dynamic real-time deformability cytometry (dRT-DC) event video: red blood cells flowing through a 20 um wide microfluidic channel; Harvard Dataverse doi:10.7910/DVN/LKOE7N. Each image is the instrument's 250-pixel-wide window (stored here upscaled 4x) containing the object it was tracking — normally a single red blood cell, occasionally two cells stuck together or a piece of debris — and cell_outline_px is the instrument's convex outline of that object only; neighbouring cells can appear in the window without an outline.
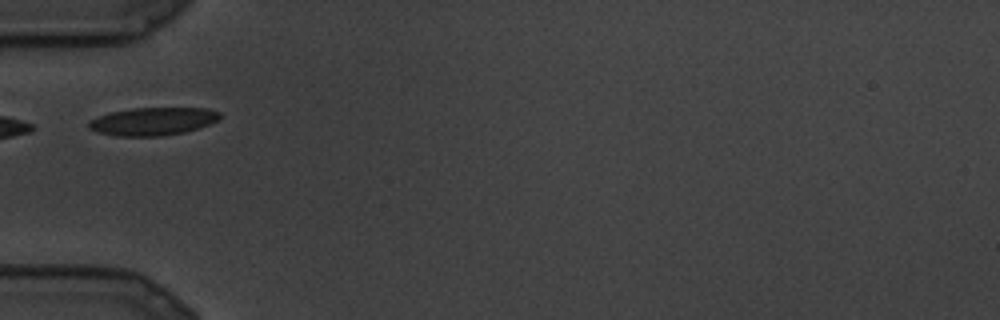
{"species": "common noctule bat (a hibernating species)", "species_latin": "Nyctalus noctula", "temperature_condition": "cold", "stored_images_in_passage": 22, "camera_frame_rate_fps": 3000, "um_per_image_px": 0.085, "animal": {"sex": "male", "body_mass_g": 19.5, "forearm_length_mm": 54.6}, "frame": {"image": 1, "passage_image": 4, "time_ms": 1.0, "image_size_px": [1000, 320], "cell_outline_px": [[220, 120], [184, 132], [160, 136], [116, 136], [100, 132], [88, 128], [88, 120], [112, 112], [132, 108], [208, 108], [220, 112]], "centroid_in_image_um": [13.0, 10.31], "position_along_channel_um": 72.0, "area_um2": 21.15}}
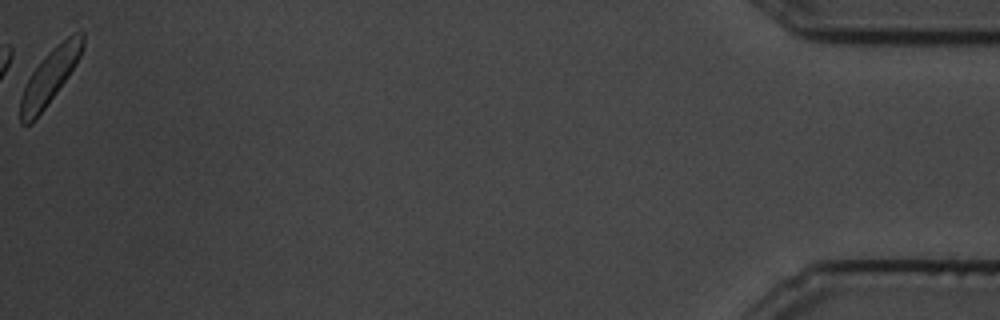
{"frame": {"image": 2, "passage_image": 22, "time_ms": 7.0, "image_size_px": [1000, 320], "cell_outline_px": [[84, 44], [80, 56], [76, 64], [68, 76], [44, 108], [28, 124], [20, 124], [20, 96], [32, 72], [48, 52], [52, 48], [68, 36], [80, 32], [84, 32]], "centroid_in_image_um": [4.23, 6.48], "position_along_channel_um": 431.0, "area_um2": 19.13}}